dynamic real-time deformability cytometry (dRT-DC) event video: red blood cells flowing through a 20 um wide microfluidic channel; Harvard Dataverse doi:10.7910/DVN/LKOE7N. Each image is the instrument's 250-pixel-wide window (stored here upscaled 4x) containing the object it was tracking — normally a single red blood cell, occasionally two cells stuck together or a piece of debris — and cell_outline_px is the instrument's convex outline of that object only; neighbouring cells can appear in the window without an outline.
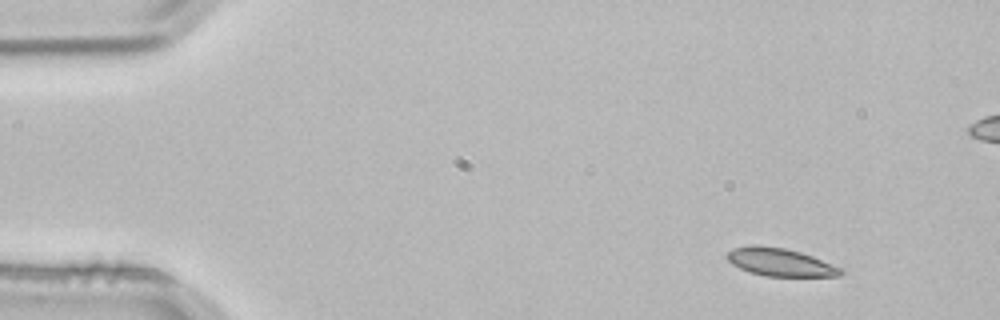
{"species": "common noctule bat (a hibernating species)", "species_latin": "Nyctalus noctula", "temperature_condition": "room temperature", "stored_images_in_passage": 3, "camera_frame_rate_fps": 3000, "um_per_image_px": 0.085, "animal": {"sex": "male", "body_mass_g": 21.5, "forearm_length_mm": 52.0}, "frame": {"image": 1, "passage_image": 3, "time_ms": 0.667, "image_size_px": [1000, 320], "cell_outline_px": [[844, 272], [840, 276], [764, 276], [748, 272], [732, 264], [724, 256], [732, 248], [752, 244], [756, 244], [784, 248], [800, 252], [812, 256], [844, 268]], "centroid_in_image_um": [66.3, 22.28], "position_along_channel_um": 18.7, "area_um2": 18.73}}